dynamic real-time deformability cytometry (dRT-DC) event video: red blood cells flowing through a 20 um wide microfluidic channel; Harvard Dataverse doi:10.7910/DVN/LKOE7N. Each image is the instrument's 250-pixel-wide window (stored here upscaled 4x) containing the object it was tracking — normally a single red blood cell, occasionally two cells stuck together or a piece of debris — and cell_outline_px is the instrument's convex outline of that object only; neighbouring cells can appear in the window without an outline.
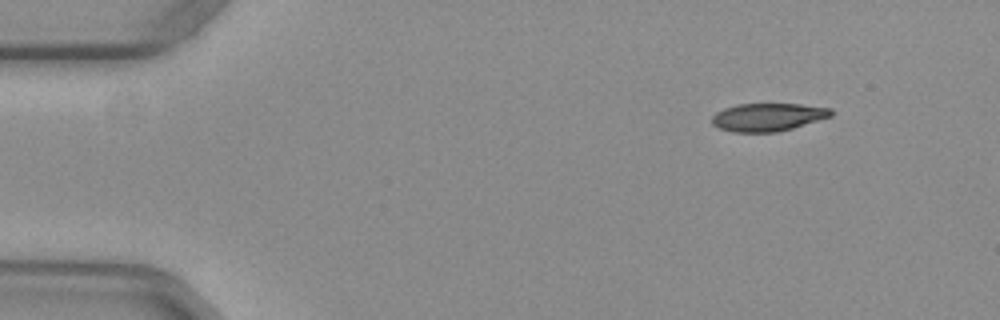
{"species": "common noctule bat (a hibernating species)", "species_latin": "Nyctalus noctula", "temperature_condition": "warm", "stored_images_in_passage": 7, "camera_frame_rate_fps": 3000, "um_per_image_px": 0.085, "animal": {"sex": "female", "body_mass_g": 29.2, "forearm_length_mm": 56.3}, "frame": {"image": 1, "passage_image": 1, "time_ms": 0.0, "image_size_px": [1000, 320], "cell_outline_px": [[832, 116], [792, 128], [776, 132], [732, 132], [720, 128], [712, 124], [712, 116], [716, 112], [724, 108], [736, 104], [800, 104], [832, 108]], "centroid_in_image_um": [65.26, 9.95], "position_along_channel_um": 19.7, "area_um2": 19.36}}